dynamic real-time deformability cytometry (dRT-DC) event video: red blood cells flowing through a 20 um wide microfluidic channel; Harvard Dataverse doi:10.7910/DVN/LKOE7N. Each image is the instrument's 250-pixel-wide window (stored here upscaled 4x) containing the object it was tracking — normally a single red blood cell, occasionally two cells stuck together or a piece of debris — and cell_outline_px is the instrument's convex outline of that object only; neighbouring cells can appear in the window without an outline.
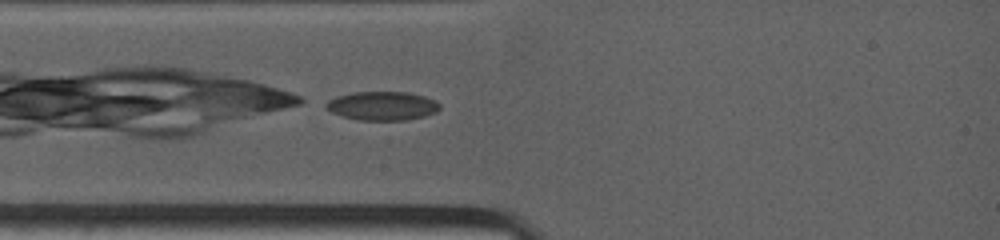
{"species": "common noctule bat (a hibernating species)", "species_latin": "Nyctalus noctula", "temperature_condition": "warm", "stored_images_in_passage": 4, "camera_frame_rate_fps": 4500, "um_per_image_px": 0.085, "animal": {"sex": "female", "body_mass_g": 19.0, "forearm_length_mm": 53.3}, "frame": {"image": 1, "passage_image": 3, "time_ms": 0.222, "image_size_px": [1000, 240], "cell_outline_px": [[440, 108], [436, 112], [424, 116], [408, 120], [356, 120], [340, 116], [324, 108], [324, 104], [328, 100], [336, 96], [352, 92], [408, 92], [424, 96], [436, 100], [440, 104]], "centroid_in_image_um": [32.47, 9.0], "position_along_channel_um": 52.5, "area_um2": 19.36}}